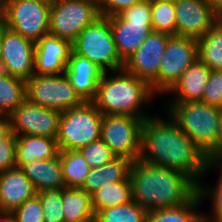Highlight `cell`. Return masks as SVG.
<instances>
[{
  "instance_id": "obj_1",
  "label": "cell",
  "mask_w": 222,
  "mask_h": 222,
  "mask_svg": "<svg viewBox=\"0 0 222 222\" xmlns=\"http://www.w3.org/2000/svg\"><path fill=\"white\" fill-rule=\"evenodd\" d=\"M168 119L149 116L143 120L140 160L181 172L198 185L207 170V157L170 116Z\"/></svg>"
},
{
  "instance_id": "obj_2",
  "label": "cell",
  "mask_w": 222,
  "mask_h": 222,
  "mask_svg": "<svg viewBox=\"0 0 222 222\" xmlns=\"http://www.w3.org/2000/svg\"><path fill=\"white\" fill-rule=\"evenodd\" d=\"M129 178L132 201L147 212L187 203L198 193L190 177L140 159L132 163Z\"/></svg>"
},
{
  "instance_id": "obj_3",
  "label": "cell",
  "mask_w": 222,
  "mask_h": 222,
  "mask_svg": "<svg viewBox=\"0 0 222 222\" xmlns=\"http://www.w3.org/2000/svg\"><path fill=\"white\" fill-rule=\"evenodd\" d=\"M104 72L98 83L97 94L92 101L103 115H129L145 120L149 115L142 105L156 95L150 85L124 69ZM117 75V76H116Z\"/></svg>"
},
{
  "instance_id": "obj_4",
  "label": "cell",
  "mask_w": 222,
  "mask_h": 222,
  "mask_svg": "<svg viewBox=\"0 0 222 222\" xmlns=\"http://www.w3.org/2000/svg\"><path fill=\"white\" fill-rule=\"evenodd\" d=\"M168 115L207 155L218 142L222 109L202 101L169 103Z\"/></svg>"
},
{
  "instance_id": "obj_5",
  "label": "cell",
  "mask_w": 222,
  "mask_h": 222,
  "mask_svg": "<svg viewBox=\"0 0 222 222\" xmlns=\"http://www.w3.org/2000/svg\"><path fill=\"white\" fill-rule=\"evenodd\" d=\"M117 52L125 62L153 31L151 0H142L117 15L107 17Z\"/></svg>"
},
{
  "instance_id": "obj_6",
  "label": "cell",
  "mask_w": 222,
  "mask_h": 222,
  "mask_svg": "<svg viewBox=\"0 0 222 222\" xmlns=\"http://www.w3.org/2000/svg\"><path fill=\"white\" fill-rule=\"evenodd\" d=\"M103 114L93 102L62 112L57 134L60 150H80L101 138Z\"/></svg>"
},
{
  "instance_id": "obj_7",
  "label": "cell",
  "mask_w": 222,
  "mask_h": 222,
  "mask_svg": "<svg viewBox=\"0 0 222 222\" xmlns=\"http://www.w3.org/2000/svg\"><path fill=\"white\" fill-rule=\"evenodd\" d=\"M72 51L88 58L103 72H115L124 67L116 49L109 20L104 16L82 30L72 43Z\"/></svg>"
},
{
  "instance_id": "obj_8",
  "label": "cell",
  "mask_w": 222,
  "mask_h": 222,
  "mask_svg": "<svg viewBox=\"0 0 222 222\" xmlns=\"http://www.w3.org/2000/svg\"><path fill=\"white\" fill-rule=\"evenodd\" d=\"M50 8L39 0H9L0 9V19L6 27L36 43L49 34Z\"/></svg>"
},
{
  "instance_id": "obj_9",
  "label": "cell",
  "mask_w": 222,
  "mask_h": 222,
  "mask_svg": "<svg viewBox=\"0 0 222 222\" xmlns=\"http://www.w3.org/2000/svg\"><path fill=\"white\" fill-rule=\"evenodd\" d=\"M100 17L99 1L62 0L51 5L49 34L73 43L85 27Z\"/></svg>"
},
{
  "instance_id": "obj_10",
  "label": "cell",
  "mask_w": 222,
  "mask_h": 222,
  "mask_svg": "<svg viewBox=\"0 0 222 222\" xmlns=\"http://www.w3.org/2000/svg\"><path fill=\"white\" fill-rule=\"evenodd\" d=\"M26 98L41 107L64 112L80 106L84 101L64 74H33L26 81Z\"/></svg>"
},
{
  "instance_id": "obj_11",
  "label": "cell",
  "mask_w": 222,
  "mask_h": 222,
  "mask_svg": "<svg viewBox=\"0 0 222 222\" xmlns=\"http://www.w3.org/2000/svg\"><path fill=\"white\" fill-rule=\"evenodd\" d=\"M197 59L196 39L170 35L161 60L158 77L150 85L153 92L166 94Z\"/></svg>"
},
{
  "instance_id": "obj_12",
  "label": "cell",
  "mask_w": 222,
  "mask_h": 222,
  "mask_svg": "<svg viewBox=\"0 0 222 222\" xmlns=\"http://www.w3.org/2000/svg\"><path fill=\"white\" fill-rule=\"evenodd\" d=\"M141 118L129 115H103L101 139L116 157L132 162L141 155Z\"/></svg>"
},
{
  "instance_id": "obj_13",
  "label": "cell",
  "mask_w": 222,
  "mask_h": 222,
  "mask_svg": "<svg viewBox=\"0 0 222 222\" xmlns=\"http://www.w3.org/2000/svg\"><path fill=\"white\" fill-rule=\"evenodd\" d=\"M1 71L27 81L35 68V42L6 27L1 20Z\"/></svg>"
},
{
  "instance_id": "obj_14",
  "label": "cell",
  "mask_w": 222,
  "mask_h": 222,
  "mask_svg": "<svg viewBox=\"0 0 222 222\" xmlns=\"http://www.w3.org/2000/svg\"><path fill=\"white\" fill-rule=\"evenodd\" d=\"M62 113L38 106L27 98L9 116L11 131L16 136H42L57 138Z\"/></svg>"
},
{
  "instance_id": "obj_15",
  "label": "cell",
  "mask_w": 222,
  "mask_h": 222,
  "mask_svg": "<svg viewBox=\"0 0 222 222\" xmlns=\"http://www.w3.org/2000/svg\"><path fill=\"white\" fill-rule=\"evenodd\" d=\"M169 34L152 31L124 62L123 69L151 85L158 77Z\"/></svg>"
},
{
  "instance_id": "obj_16",
  "label": "cell",
  "mask_w": 222,
  "mask_h": 222,
  "mask_svg": "<svg viewBox=\"0 0 222 222\" xmlns=\"http://www.w3.org/2000/svg\"><path fill=\"white\" fill-rule=\"evenodd\" d=\"M175 35L200 39L220 20L206 0H180L175 3Z\"/></svg>"
},
{
  "instance_id": "obj_17",
  "label": "cell",
  "mask_w": 222,
  "mask_h": 222,
  "mask_svg": "<svg viewBox=\"0 0 222 222\" xmlns=\"http://www.w3.org/2000/svg\"><path fill=\"white\" fill-rule=\"evenodd\" d=\"M72 51V43L50 34L35 43L34 74H64Z\"/></svg>"
},
{
  "instance_id": "obj_18",
  "label": "cell",
  "mask_w": 222,
  "mask_h": 222,
  "mask_svg": "<svg viewBox=\"0 0 222 222\" xmlns=\"http://www.w3.org/2000/svg\"><path fill=\"white\" fill-rule=\"evenodd\" d=\"M103 73V70L88 58L71 51L65 75L84 102H92L95 99Z\"/></svg>"
},
{
  "instance_id": "obj_19",
  "label": "cell",
  "mask_w": 222,
  "mask_h": 222,
  "mask_svg": "<svg viewBox=\"0 0 222 222\" xmlns=\"http://www.w3.org/2000/svg\"><path fill=\"white\" fill-rule=\"evenodd\" d=\"M37 193L20 168L15 167L0 173V213H12Z\"/></svg>"
},
{
  "instance_id": "obj_20",
  "label": "cell",
  "mask_w": 222,
  "mask_h": 222,
  "mask_svg": "<svg viewBox=\"0 0 222 222\" xmlns=\"http://www.w3.org/2000/svg\"><path fill=\"white\" fill-rule=\"evenodd\" d=\"M210 72L211 70L197 59L167 92L173 94L171 103L201 101Z\"/></svg>"
},
{
  "instance_id": "obj_21",
  "label": "cell",
  "mask_w": 222,
  "mask_h": 222,
  "mask_svg": "<svg viewBox=\"0 0 222 222\" xmlns=\"http://www.w3.org/2000/svg\"><path fill=\"white\" fill-rule=\"evenodd\" d=\"M20 169L30 179L37 192L65 188L60 155L53 160L27 162Z\"/></svg>"
},
{
  "instance_id": "obj_22",
  "label": "cell",
  "mask_w": 222,
  "mask_h": 222,
  "mask_svg": "<svg viewBox=\"0 0 222 222\" xmlns=\"http://www.w3.org/2000/svg\"><path fill=\"white\" fill-rule=\"evenodd\" d=\"M60 154L56 139L42 136H16V167L34 160H53Z\"/></svg>"
},
{
  "instance_id": "obj_23",
  "label": "cell",
  "mask_w": 222,
  "mask_h": 222,
  "mask_svg": "<svg viewBox=\"0 0 222 222\" xmlns=\"http://www.w3.org/2000/svg\"><path fill=\"white\" fill-rule=\"evenodd\" d=\"M132 163L126 158L116 157L103 166L91 168L85 183L80 189L91 195L109 183L130 181L129 175Z\"/></svg>"
},
{
  "instance_id": "obj_24",
  "label": "cell",
  "mask_w": 222,
  "mask_h": 222,
  "mask_svg": "<svg viewBox=\"0 0 222 222\" xmlns=\"http://www.w3.org/2000/svg\"><path fill=\"white\" fill-rule=\"evenodd\" d=\"M65 222H94L91 195L80 188L62 189Z\"/></svg>"
},
{
  "instance_id": "obj_25",
  "label": "cell",
  "mask_w": 222,
  "mask_h": 222,
  "mask_svg": "<svg viewBox=\"0 0 222 222\" xmlns=\"http://www.w3.org/2000/svg\"><path fill=\"white\" fill-rule=\"evenodd\" d=\"M202 201L197 193L187 203L148 211L147 222H204L203 213L196 210Z\"/></svg>"
},
{
  "instance_id": "obj_26",
  "label": "cell",
  "mask_w": 222,
  "mask_h": 222,
  "mask_svg": "<svg viewBox=\"0 0 222 222\" xmlns=\"http://www.w3.org/2000/svg\"><path fill=\"white\" fill-rule=\"evenodd\" d=\"M198 59L210 70H222V19L197 39Z\"/></svg>"
},
{
  "instance_id": "obj_27",
  "label": "cell",
  "mask_w": 222,
  "mask_h": 222,
  "mask_svg": "<svg viewBox=\"0 0 222 222\" xmlns=\"http://www.w3.org/2000/svg\"><path fill=\"white\" fill-rule=\"evenodd\" d=\"M95 214L109 207L123 205L132 201L131 181L109 183L91 194Z\"/></svg>"
},
{
  "instance_id": "obj_28",
  "label": "cell",
  "mask_w": 222,
  "mask_h": 222,
  "mask_svg": "<svg viewBox=\"0 0 222 222\" xmlns=\"http://www.w3.org/2000/svg\"><path fill=\"white\" fill-rule=\"evenodd\" d=\"M65 188H81L90 167L79 150H60Z\"/></svg>"
},
{
  "instance_id": "obj_29",
  "label": "cell",
  "mask_w": 222,
  "mask_h": 222,
  "mask_svg": "<svg viewBox=\"0 0 222 222\" xmlns=\"http://www.w3.org/2000/svg\"><path fill=\"white\" fill-rule=\"evenodd\" d=\"M26 99V81L0 71V115L10 116Z\"/></svg>"
},
{
  "instance_id": "obj_30",
  "label": "cell",
  "mask_w": 222,
  "mask_h": 222,
  "mask_svg": "<svg viewBox=\"0 0 222 222\" xmlns=\"http://www.w3.org/2000/svg\"><path fill=\"white\" fill-rule=\"evenodd\" d=\"M147 213L143 207L131 201L98 211L94 222H147Z\"/></svg>"
},
{
  "instance_id": "obj_31",
  "label": "cell",
  "mask_w": 222,
  "mask_h": 222,
  "mask_svg": "<svg viewBox=\"0 0 222 222\" xmlns=\"http://www.w3.org/2000/svg\"><path fill=\"white\" fill-rule=\"evenodd\" d=\"M151 26L153 31L175 35V3L151 0Z\"/></svg>"
},
{
  "instance_id": "obj_32",
  "label": "cell",
  "mask_w": 222,
  "mask_h": 222,
  "mask_svg": "<svg viewBox=\"0 0 222 222\" xmlns=\"http://www.w3.org/2000/svg\"><path fill=\"white\" fill-rule=\"evenodd\" d=\"M218 165L220 167H218ZM212 167H218L220 168V177L219 180L217 181V185L215 187H210V186H204L201 183L198 184V193L201 197V199H212V217L209 215L207 216L206 213L204 212L203 214V221L204 222H222V163H208L207 164V170L208 172ZM212 188V189H211Z\"/></svg>"
},
{
  "instance_id": "obj_33",
  "label": "cell",
  "mask_w": 222,
  "mask_h": 222,
  "mask_svg": "<svg viewBox=\"0 0 222 222\" xmlns=\"http://www.w3.org/2000/svg\"><path fill=\"white\" fill-rule=\"evenodd\" d=\"M43 207L44 222H65L62 189L38 192Z\"/></svg>"
},
{
  "instance_id": "obj_34",
  "label": "cell",
  "mask_w": 222,
  "mask_h": 222,
  "mask_svg": "<svg viewBox=\"0 0 222 222\" xmlns=\"http://www.w3.org/2000/svg\"><path fill=\"white\" fill-rule=\"evenodd\" d=\"M90 168H97L111 162L116 156L108 145L100 138L79 150Z\"/></svg>"
},
{
  "instance_id": "obj_35",
  "label": "cell",
  "mask_w": 222,
  "mask_h": 222,
  "mask_svg": "<svg viewBox=\"0 0 222 222\" xmlns=\"http://www.w3.org/2000/svg\"><path fill=\"white\" fill-rule=\"evenodd\" d=\"M10 214L15 222H44L43 207L38 195L24 202Z\"/></svg>"
},
{
  "instance_id": "obj_36",
  "label": "cell",
  "mask_w": 222,
  "mask_h": 222,
  "mask_svg": "<svg viewBox=\"0 0 222 222\" xmlns=\"http://www.w3.org/2000/svg\"><path fill=\"white\" fill-rule=\"evenodd\" d=\"M201 101L222 109V70H211Z\"/></svg>"
},
{
  "instance_id": "obj_37",
  "label": "cell",
  "mask_w": 222,
  "mask_h": 222,
  "mask_svg": "<svg viewBox=\"0 0 222 222\" xmlns=\"http://www.w3.org/2000/svg\"><path fill=\"white\" fill-rule=\"evenodd\" d=\"M16 167V135L12 132L0 142V173Z\"/></svg>"
},
{
  "instance_id": "obj_38",
  "label": "cell",
  "mask_w": 222,
  "mask_h": 222,
  "mask_svg": "<svg viewBox=\"0 0 222 222\" xmlns=\"http://www.w3.org/2000/svg\"><path fill=\"white\" fill-rule=\"evenodd\" d=\"M140 1L142 0H99L100 14L104 17L117 15Z\"/></svg>"
},
{
  "instance_id": "obj_39",
  "label": "cell",
  "mask_w": 222,
  "mask_h": 222,
  "mask_svg": "<svg viewBox=\"0 0 222 222\" xmlns=\"http://www.w3.org/2000/svg\"><path fill=\"white\" fill-rule=\"evenodd\" d=\"M208 163H222V117L220 120V131L216 146L206 155Z\"/></svg>"
},
{
  "instance_id": "obj_40",
  "label": "cell",
  "mask_w": 222,
  "mask_h": 222,
  "mask_svg": "<svg viewBox=\"0 0 222 222\" xmlns=\"http://www.w3.org/2000/svg\"><path fill=\"white\" fill-rule=\"evenodd\" d=\"M11 121L8 115H0V142L11 133Z\"/></svg>"
},
{
  "instance_id": "obj_41",
  "label": "cell",
  "mask_w": 222,
  "mask_h": 222,
  "mask_svg": "<svg viewBox=\"0 0 222 222\" xmlns=\"http://www.w3.org/2000/svg\"><path fill=\"white\" fill-rule=\"evenodd\" d=\"M212 10L222 18V0H206Z\"/></svg>"
},
{
  "instance_id": "obj_42",
  "label": "cell",
  "mask_w": 222,
  "mask_h": 222,
  "mask_svg": "<svg viewBox=\"0 0 222 222\" xmlns=\"http://www.w3.org/2000/svg\"><path fill=\"white\" fill-rule=\"evenodd\" d=\"M0 222H15V219L9 213H0Z\"/></svg>"
},
{
  "instance_id": "obj_43",
  "label": "cell",
  "mask_w": 222,
  "mask_h": 222,
  "mask_svg": "<svg viewBox=\"0 0 222 222\" xmlns=\"http://www.w3.org/2000/svg\"><path fill=\"white\" fill-rule=\"evenodd\" d=\"M2 66V47H1V19H0V71Z\"/></svg>"
},
{
  "instance_id": "obj_44",
  "label": "cell",
  "mask_w": 222,
  "mask_h": 222,
  "mask_svg": "<svg viewBox=\"0 0 222 222\" xmlns=\"http://www.w3.org/2000/svg\"><path fill=\"white\" fill-rule=\"evenodd\" d=\"M39 1L45 2L49 5H53V4L59 3L62 0H39Z\"/></svg>"
},
{
  "instance_id": "obj_45",
  "label": "cell",
  "mask_w": 222,
  "mask_h": 222,
  "mask_svg": "<svg viewBox=\"0 0 222 222\" xmlns=\"http://www.w3.org/2000/svg\"><path fill=\"white\" fill-rule=\"evenodd\" d=\"M9 0H0V9L8 2Z\"/></svg>"
},
{
  "instance_id": "obj_46",
  "label": "cell",
  "mask_w": 222,
  "mask_h": 222,
  "mask_svg": "<svg viewBox=\"0 0 222 222\" xmlns=\"http://www.w3.org/2000/svg\"><path fill=\"white\" fill-rule=\"evenodd\" d=\"M161 1H167V2H173V3H176V2H179L180 0H161Z\"/></svg>"
}]
</instances>
